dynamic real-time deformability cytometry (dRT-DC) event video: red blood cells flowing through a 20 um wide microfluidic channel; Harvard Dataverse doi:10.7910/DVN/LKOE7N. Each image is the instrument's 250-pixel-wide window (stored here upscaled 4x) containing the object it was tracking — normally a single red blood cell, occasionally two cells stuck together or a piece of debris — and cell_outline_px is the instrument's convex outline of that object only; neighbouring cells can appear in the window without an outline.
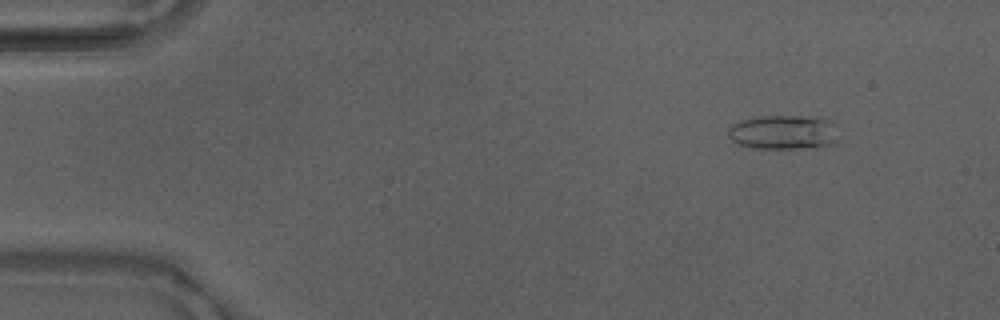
{"species": "Egyptian fruit bat (a non-hibernating species)", "species_latin": "Rousettus aegyptiacus", "temperature_condition": "warm", "stored_images_in_passage": 50, "camera_frame_rate_fps": 3000, "um_per_image_px": 0.085, "animal": {"sex": "male"}, "frame": {"image": 1, "passage_image": 6, "time_ms": 1.667, "image_size_px": [1000, 320], "cell_outline_px": [[832, 144], [816, 148], [752, 148], [736, 144], [728, 136], [728, 128], [732, 124], [744, 120], [760, 116], [820, 116], [832, 120]], "centroid_in_image_um": [66.52, 11.23], "position_along_channel_um": 18.5, "area_um2": 21.91}}
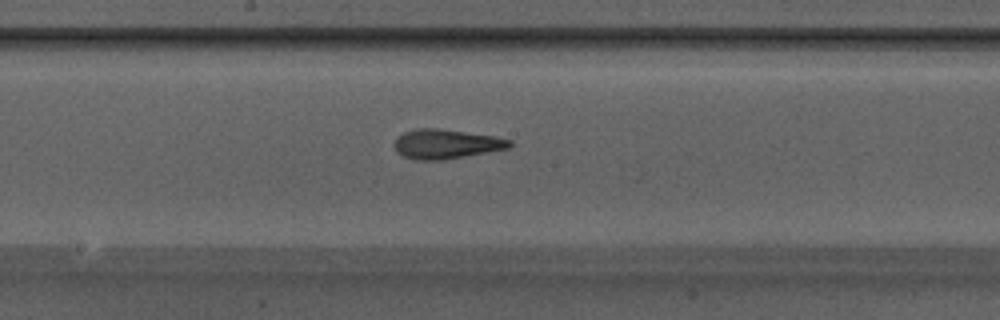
{"frame": {"image": 2, "passage_image": 27, "time_ms": 8.667, "image_size_px": [1000, 320], "cell_outline_px": [[512, 144], [508, 148], [444, 160], [416, 160], [404, 156], [396, 152], [396, 140], [404, 132], [416, 128], [436, 128], [492, 136], [512, 140]], "centroid_in_image_um": [37.91, 12.25], "position_along_channel_um": 210.3, "area_um2": 19.42}}
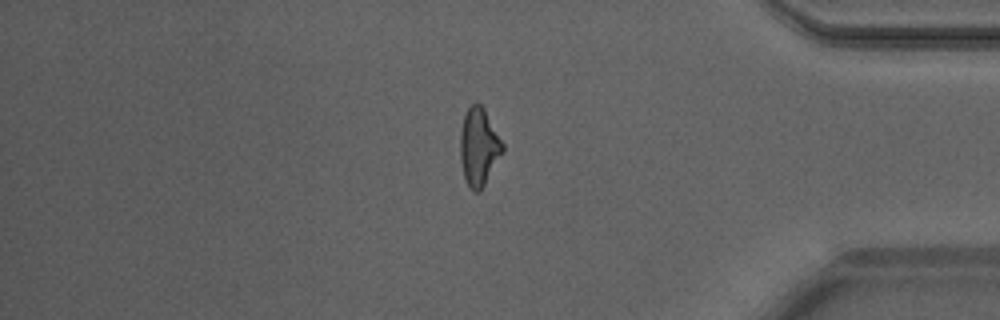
{"frame": {"image": 3, "passage_image": 42, "time_ms": 13.667, "image_size_px": [1000, 320], "cell_outline_px": [[504, 152], [480, 192], [472, 192], [468, 188], [464, 180], [460, 160], [460, 132], [464, 112], [476, 100], [484, 108], [504, 144]], "centroid_in_image_um": [40.69, 12.51], "position_along_channel_um": 394.5, "area_um2": 19.71}, "authors_computed_cell_mechanics": {"area_um2": 19.363, "velocity_mm_per_s": 4.2147, "shape_relaxation_time_tau1_ms": 4.2369, "shape_relaxation_time_tau2_ms": 1.8194, "deformation_change_tau1": 0.173, "deformation_change_tau2": 0.1125}}